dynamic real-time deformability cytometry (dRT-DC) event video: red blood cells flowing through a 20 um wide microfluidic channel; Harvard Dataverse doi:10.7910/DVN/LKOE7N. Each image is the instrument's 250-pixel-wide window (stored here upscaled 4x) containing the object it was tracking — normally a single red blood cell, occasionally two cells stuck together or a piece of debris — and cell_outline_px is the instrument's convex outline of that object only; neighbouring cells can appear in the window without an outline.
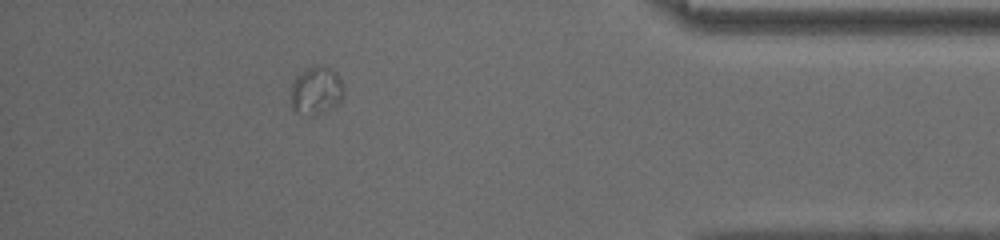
{"species": "common noctule bat (a hibernating species)", "species_latin": "Nyctalus noctula", "temperature_condition": "room temperature", "stored_images_in_passage": 33, "camera_frame_rate_fps": 3000, "um_per_image_px": 0.085, "animal": {"sex": "male", "body_mass_g": 13.0, "forearm_length_mm": 53.1}, "frame": {"image": 1, "passage_image": 28, "time_ms": 9.0, "image_size_px": [1000, 240], "cell_outline_px": [[344, 92], [340, 100], [332, 108], [316, 116], [312, 116], [292, 108], [292, 84], [296, 76], [308, 68], [320, 64], [324, 64], [332, 68], [336, 72], [344, 88]], "centroid_in_image_um": [26.91, 7.67], "position_along_channel_um": 408.3, "area_um2": 14.68}}